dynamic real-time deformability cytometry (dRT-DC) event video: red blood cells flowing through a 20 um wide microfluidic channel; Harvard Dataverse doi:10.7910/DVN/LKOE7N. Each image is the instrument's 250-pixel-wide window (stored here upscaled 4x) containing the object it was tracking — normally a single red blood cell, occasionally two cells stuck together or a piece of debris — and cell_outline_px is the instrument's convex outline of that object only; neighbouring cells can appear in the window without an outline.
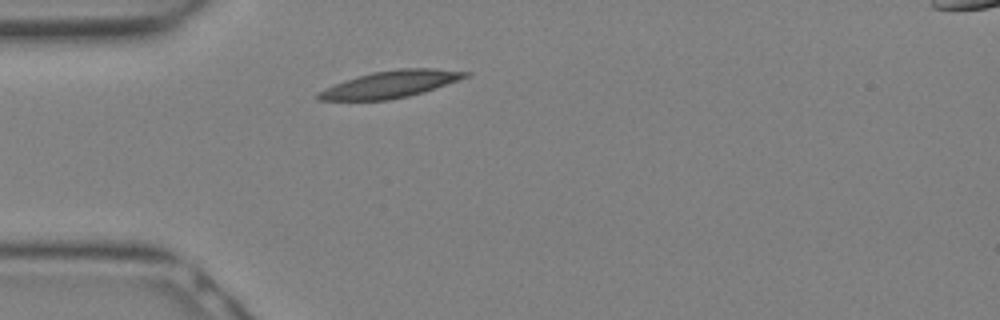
{"species": "Egyptian fruit bat (a non-hibernating species)", "species_latin": "Rousettus aegyptiacus", "temperature_condition": "warm", "stored_images_in_passage": 7, "camera_frame_rate_fps": 3000, "um_per_image_px": 0.085, "animal": {"sex": "female"}, "frame": {"image": 1, "passage_image": 1, "time_ms": 0.0, "image_size_px": [1000, 320], "cell_outline_px": [[472, 72], [468, 76], [424, 92], [408, 96], [388, 100], [320, 100], [316, 96], [316, 92], [324, 88], [372, 72], [400, 68], [432, 68]], "centroid_in_image_um": [33.2, 7.16], "position_along_channel_um": 51.8, "area_um2": 22.77}}
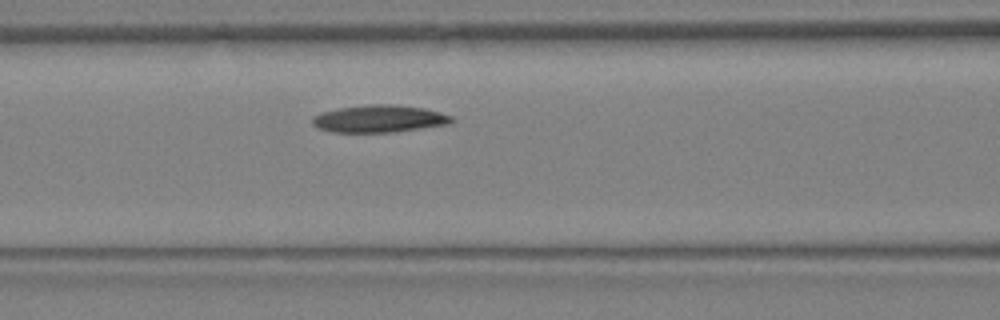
{"frame": {"image": 2, "passage_image": 5, "time_ms": 1.333, "image_size_px": [1000, 320], "cell_outline_px": [[456, 120], [448, 124], [392, 132], [332, 132], [316, 128], [312, 124], [312, 116], [324, 112], [340, 108], [368, 104], [392, 104], [424, 108], [440, 112], [452, 116]], "centroid_in_image_um": [32.23, 10.09], "position_along_channel_um": 134.4, "area_um2": 22.14}}
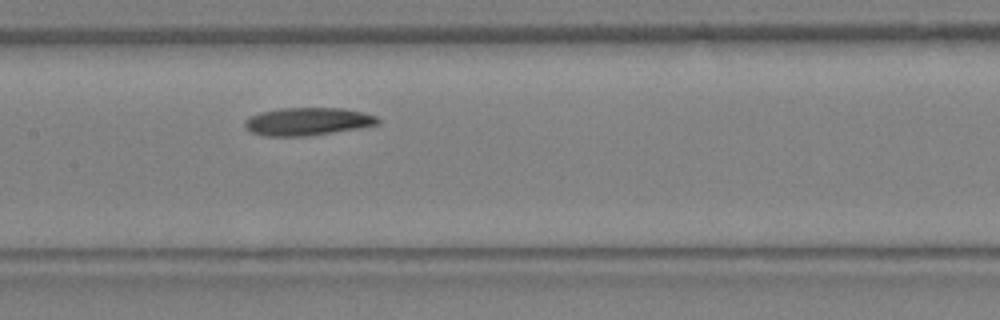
{"frame": {"image": 3, "passage_image": 7, "time_ms": 2.0, "image_size_px": [1000, 320], "cell_outline_px": [[380, 124], [332, 132], [304, 136], [264, 136], [252, 132], [244, 124], [244, 120], [260, 112], [280, 108], [340, 108], [364, 112], [376, 116], [380, 120]], "centroid_in_image_um": [26.15, 10.32], "position_along_channel_um": 181.3, "area_um2": 21.33}}